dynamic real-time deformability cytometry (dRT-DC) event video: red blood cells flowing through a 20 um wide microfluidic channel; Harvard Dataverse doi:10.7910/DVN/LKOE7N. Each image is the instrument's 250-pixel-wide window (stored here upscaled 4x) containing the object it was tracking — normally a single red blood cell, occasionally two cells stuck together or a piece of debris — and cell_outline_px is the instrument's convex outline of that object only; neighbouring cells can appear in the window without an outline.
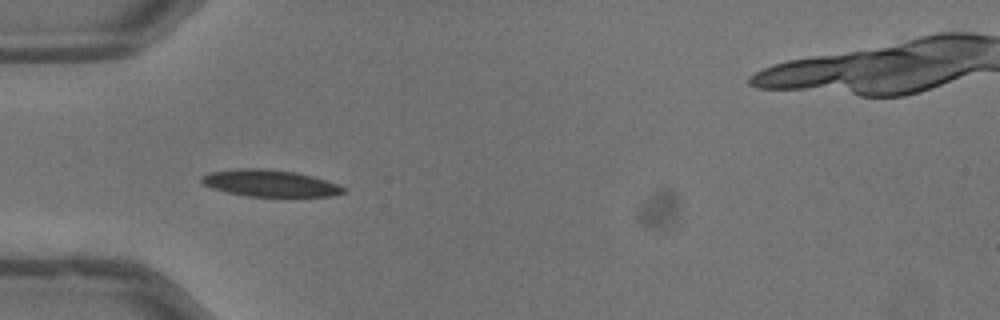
{"species": "common noctule bat (a hibernating species)", "species_latin": "Nyctalus noctula", "temperature_condition": "warm", "stored_images_in_passage": 24, "camera_frame_rate_fps": 3000, "um_per_image_px": 0.085, "animal": {"sex": "male", "body_mass_g": 13.3}, "frame": {"image": 1, "passage_image": 3, "time_ms": 0.667, "image_size_px": [1000, 320], "cell_outline_px": [[344, 192], [332, 196], [248, 196], [228, 192], [212, 188], [204, 184], [200, 180], [200, 176], [212, 172], [236, 168], [264, 168], [296, 172], [312, 176], [336, 184], [344, 188]], "centroid_in_image_um": [22.9, 15.56], "position_along_channel_um": 62.1, "area_um2": 21.85}}
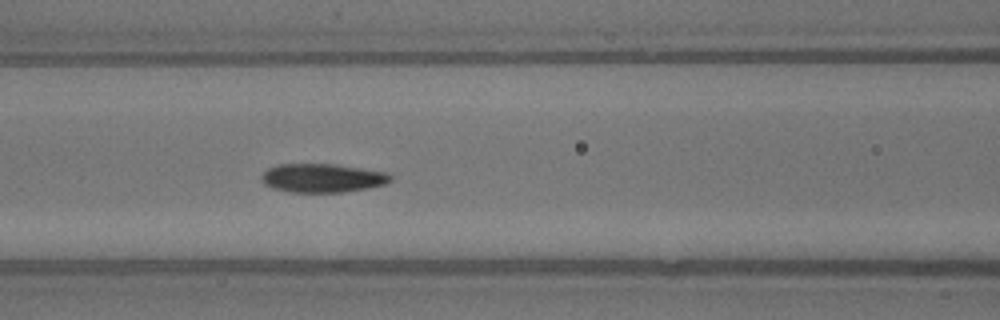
{"frame": {"image": 2, "passage_image": 9, "time_ms": 2.667, "image_size_px": [1000, 320], "cell_outline_px": [[392, 180], [384, 184], [368, 188], [344, 192], [292, 192], [272, 188], [264, 184], [260, 180], [260, 176], [268, 168], [276, 164], [336, 164], [388, 172], [392, 176]], "centroid_in_image_um": [27.39, 15.12], "position_along_channel_um": 139.2, "area_um2": 21.79}}
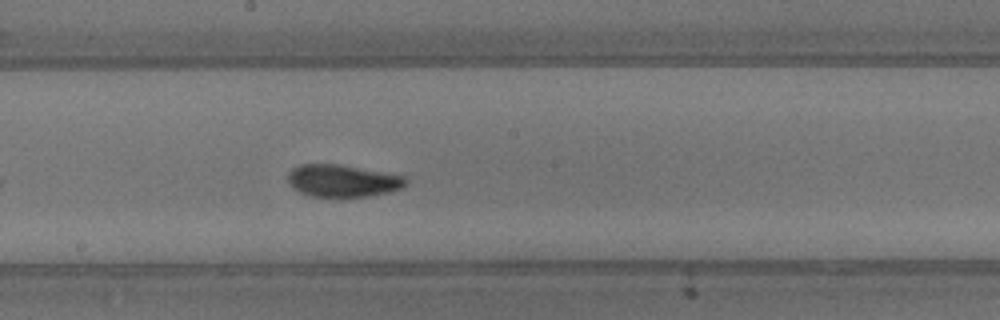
{"frame": {"image": 3, "passage_image": 15, "time_ms": 4.667, "image_size_px": [1000, 320], "cell_outline_px": [[408, 180], [404, 188], [388, 192], [368, 196], [308, 196], [292, 188], [288, 184], [288, 172], [292, 168], [300, 164], [340, 164], [408, 176]], "centroid_in_image_um": [29.14, 15.35], "position_along_channel_um": 219.1, "area_um2": 22.43}}